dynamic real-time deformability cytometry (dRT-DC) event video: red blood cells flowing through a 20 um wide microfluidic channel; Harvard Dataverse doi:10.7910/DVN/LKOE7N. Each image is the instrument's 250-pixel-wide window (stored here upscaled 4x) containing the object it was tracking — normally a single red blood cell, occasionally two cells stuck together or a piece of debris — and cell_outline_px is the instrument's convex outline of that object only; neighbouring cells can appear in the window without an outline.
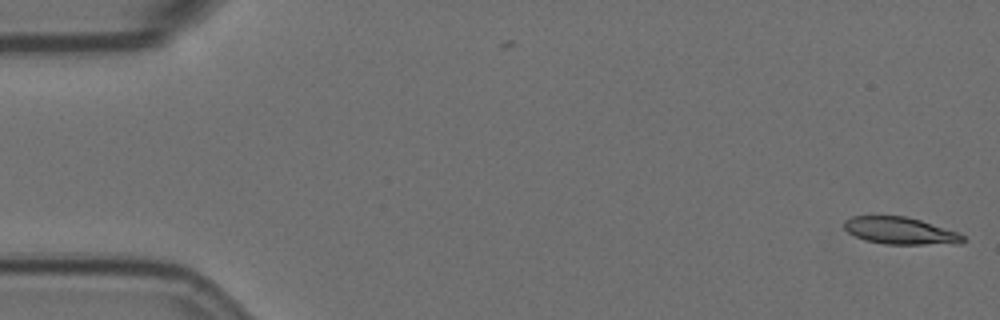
{"species": "Egyptian fruit bat (a non-hibernating species)", "species_latin": "Rousettus aegyptiacus", "temperature_condition": "room temperature", "stored_images_in_passage": 3, "camera_frame_rate_fps": 3000, "um_per_image_px": 0.085, "animal": {"sex": "female"}, "frame": {"image": 1, "passage_image": 3, "time_ms": 0.667, "image_size_px": [1000, 320], "cell_outline_px": [[964, 240], [960, 244], [884, 244], [864, 240], [848, 232], [844, 228], [844, 220], [852, 216], [904, 216], [920, 220], [960, 232], [964, 236]], "centroid_in_image_um": [76.54, 19.62], "position_along_channel_um": 8.5, "area_um2": 18.84}}